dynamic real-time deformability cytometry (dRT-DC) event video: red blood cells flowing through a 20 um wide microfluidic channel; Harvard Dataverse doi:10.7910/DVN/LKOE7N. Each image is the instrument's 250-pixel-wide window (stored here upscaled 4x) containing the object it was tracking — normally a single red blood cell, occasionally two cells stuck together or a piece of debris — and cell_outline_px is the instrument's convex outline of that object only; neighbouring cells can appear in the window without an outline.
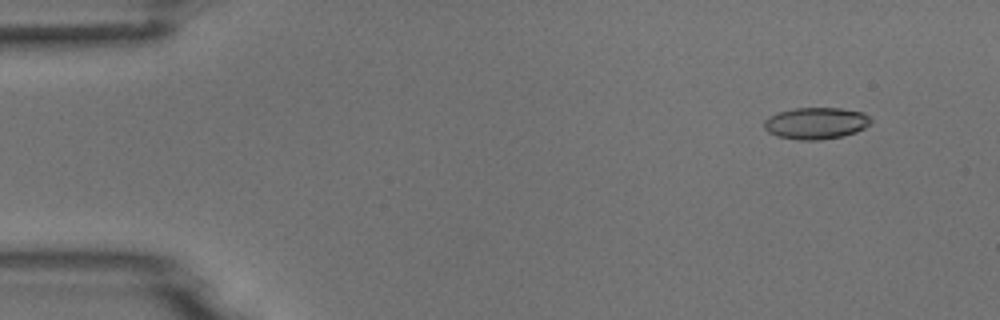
{"species": "common noctule bat (a hibernating species)", "species_latin": "Nyctalus noctula", "temperature_condition": "room temperature", "stored_images_in_passage": 4, "camera_frame_rate_fps": 3000, "um_per_image_px": 0.085, "animal": {"sex": "male", "body_mass_g": 18.8}, "frame": {"image": 1, "passage_image": 1, "time_ms": 0.0, "image_size_px": [1000, 320], "cell_outline_px": [[872, 124], [856, 132], [840, 136], [820, 140], [796, 140], [776, 136], [768, 132], [764, 128], [764, 120], [768, 116], [792, 108], [840, 108], [864, 112], [872, 120]], "centroid_in_image_um": [69.35, 10.47], "position_along_channel_um": 15.6, "area_um2": 19.88}}
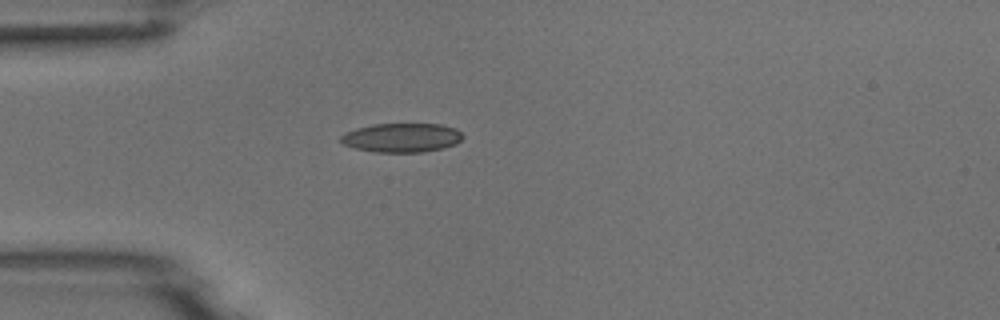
{"frame": {"image": 2, "passage_image": 4, "time_ms": 3.333, "image_size_px": [1000, 320], "cell_outline_px": [[464, 136], [456, 144], [444, 148], [420, 152], [376, 152], [356, 148], [344, 144], [340, 140], [340, 136], [356, 128], [372, 124], [440, 124], [456, 128]], "centroid_in_image_um": [34.17, 11.7], "position_along_channel_um": 50.8, "area_um2": 20.58}}